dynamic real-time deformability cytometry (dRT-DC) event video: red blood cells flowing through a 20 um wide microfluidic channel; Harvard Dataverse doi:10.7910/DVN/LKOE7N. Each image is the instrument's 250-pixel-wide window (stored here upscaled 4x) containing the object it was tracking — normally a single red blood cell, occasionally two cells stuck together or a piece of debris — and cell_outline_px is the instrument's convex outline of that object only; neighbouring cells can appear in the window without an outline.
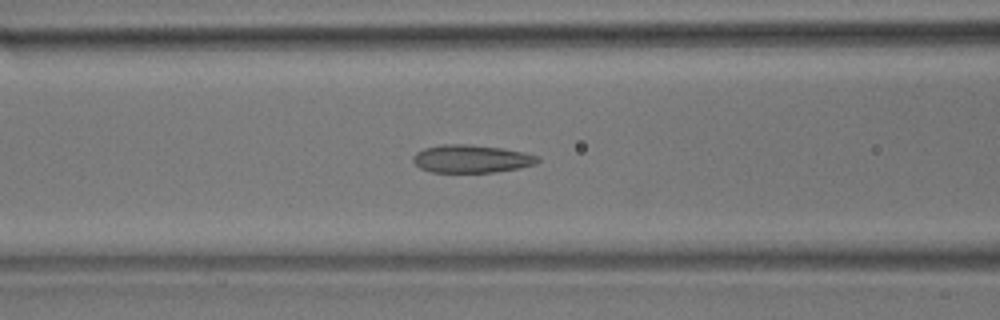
{"species": "common noctule bat (a hibernating species)", "species_latin": "Nyctalus noctula", "temperature_condition": "room temperature", "stored_images_in_passage": 42, "camera_frame_rate_fps": 3000, "um_per_image_px": 0.085, "animal": {"sex": "male", "body_mass_g": 17.9}, "frame": {"image": 1, "passage_image": 10, "time_ms": 3.0, "image_size_px": [1000, 320], "cell_outline_px": [[540, 160], [536, 164], [520, 168], [496, 172], [432, 172], [420, 168], [412, 160], [412, 156], [416, 152], [424, 148], [444, 144], [468, 144], [504, 148], [524, 152], [540, 156]], "centroid_in_image_um": [40.1, 13.49], "position_along_channel_um": 126.5, "area_um2": 20.46}}
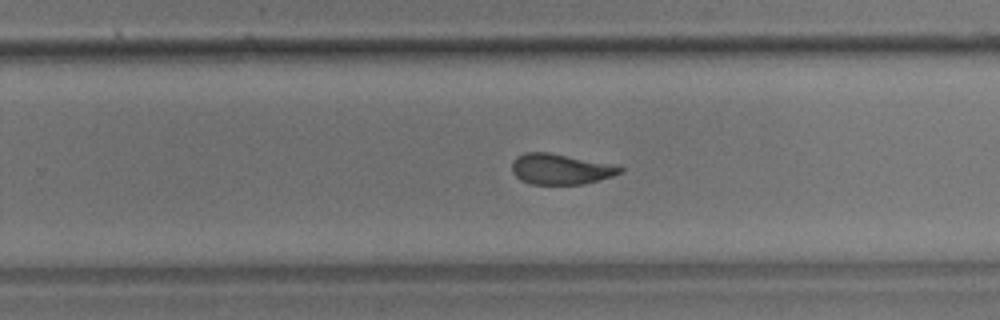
{"frame": {"image": 2, "passage_image": 22, "time_ms": 7.0, "image_size_px": [1000, 320], "cell_outline_px": [[624, 172], [612, 176], [584, 184], [532, 184], [520, 180], [512, 172], [512, 160], [516, 156], [524, 152], [548, 152], [612, 164], [624, 168]], "centroid_in_image_um": [47.63, 14.37], "position_along_channel_um": 282.2, "area_um2": 19.31}}
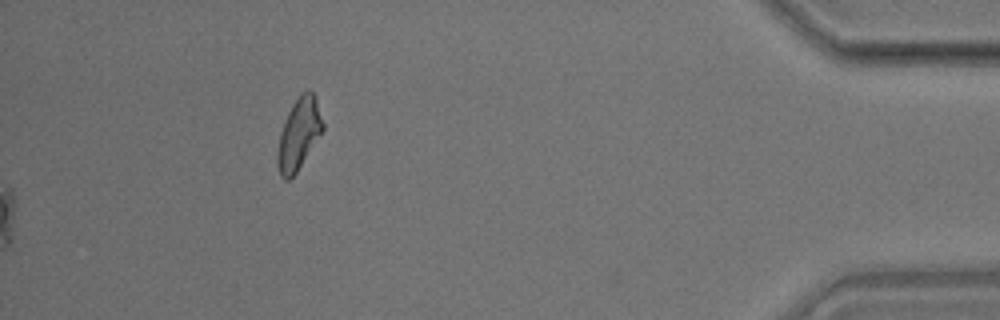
{"frame": {"image": 3, "passage_image": 42, "time_ms": 13.667, "image_size_px": [1000, 320], "cell_outline_px": [[324, 128], [296, 172], [288, 180], [284, 180], [280, 176], [276, 164], [276, 156], [280, 132], [288, 112], [292, 104], [300, 92], [304, 88], [308, 88], [316, 96], [324, 124]], "centroid_in_image_um": [25.39, 11.33], "position_along_channel_um": 409.8, "area_um2": 18.96}, "authors_computed_cell_mechanics": {"area_um2": 20.4901, "velocity_mm_per_s": 3.8953, "shape_relaxation_time_tau1_ms": null, "shape_relaxation_time_tau2_ms": 1.5024, "deformation_change_tau1": null, "deformation_change_tau2": 0.0877}}